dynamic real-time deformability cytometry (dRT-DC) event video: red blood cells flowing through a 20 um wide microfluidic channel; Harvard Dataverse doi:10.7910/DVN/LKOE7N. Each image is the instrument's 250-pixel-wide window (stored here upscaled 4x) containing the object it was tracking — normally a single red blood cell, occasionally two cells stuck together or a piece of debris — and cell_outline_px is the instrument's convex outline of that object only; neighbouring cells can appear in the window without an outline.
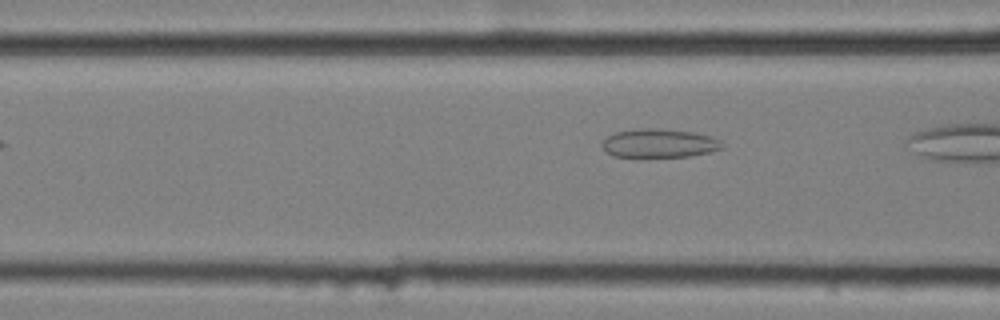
{"species": "common noctule bat (a hibernating species)", "species_latin": "Nyctalus noctula", "temperature_condition": "cold", "stored_images_in_passage": 9, "camera_frame_rate_fps": 3000, "um_per_image_px": 0.085, "animal": {"sex": "female", "body_mass_g": 25.1}, "frame": {"image": 1, "passage_image": 9, "time_ms": 2.667, "image_size_px": [1000, 320], "cell_outline_px": [[724, 148], [712, 152], [688, 156], [612, 156], [600, 144], [608, 136], [616, 132], [640, 128], [656, 128], [692, 132], [712, 136], [720, 140], [724, 144]], "centroid_in_image_um": [56.09, 12.17], "position_along_channel_um": 110.5, "area_um2": 19.94}}